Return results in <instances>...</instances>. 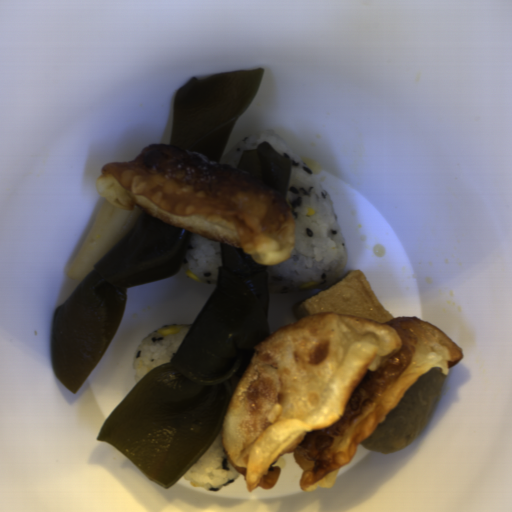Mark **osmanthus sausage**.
<instances>
[{"mask_svg": "<svg viewBox=\"0 0 512 512\" xmlns=\"http://www.w3.org/2000/svg\"><path fill=\"white\" fill-rule=\"evenodd\" d=\"M143 211L133 206L122 210L103 197L91 224L64 272L66 278L84 279L137 224Z\"/></svg>", "mask_w": 512, "mask_h": 512, "instance_id": "obj_1", "label": "osmanthus sausage"}]
</instances>
